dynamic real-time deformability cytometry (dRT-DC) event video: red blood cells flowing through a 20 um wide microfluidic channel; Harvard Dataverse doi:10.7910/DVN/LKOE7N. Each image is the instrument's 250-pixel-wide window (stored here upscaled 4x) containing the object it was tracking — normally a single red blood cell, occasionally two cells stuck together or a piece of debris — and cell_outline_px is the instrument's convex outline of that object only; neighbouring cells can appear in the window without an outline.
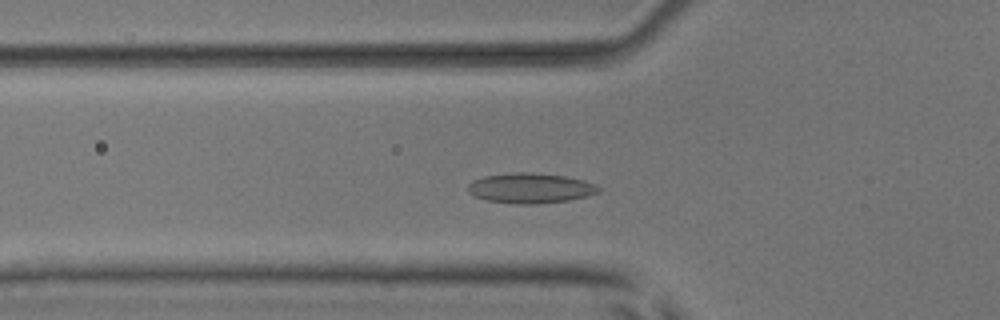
{"species": "common noctule bat (a hibernating species)", "species_latin": "Nyctalus noctula", "temperature_condition": "room temperature", "stored_images_in_passage": 47, "camera_frame_rate_fps": 3000, "um_per_image_px": 0.085, "animal": {"sex": "male", "body_mass_g": 17.9, "forearm_length_mm": 54.2}, "frame": {"image": 1, "passage_image": 13, "time_ms": 4.0, "image_size_px": [1000, 320], "cell_outline_px": [[600, 192], [568, 200], [536, 204], [516, 204], [488, 200], [476, 196], [468, 192], [468, 184], [472, 180], [484, 176], [516, 172], [532, 172], [564, 176], [584, 180], [596, 184], [600, 188]], "centroid_in_image_um": [45.08, 15.98], "position_along_channel_um": 80.7, "area_um2": 22.83}}
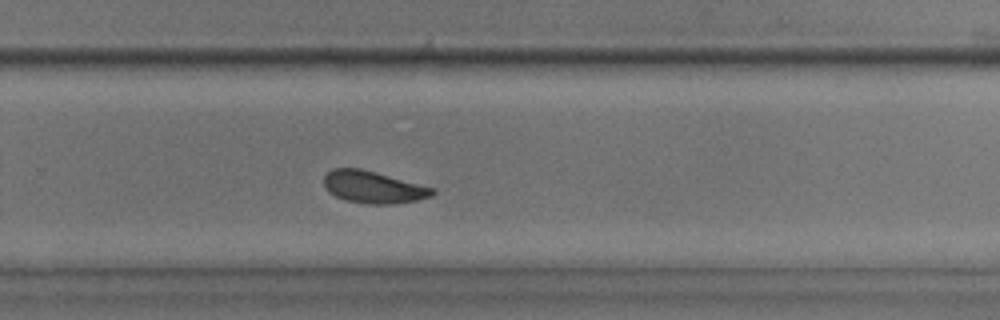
{"frame": {"image": 2, "passage_image": 30, "time_ms": 9.667, "image_size_px": [1000, 320], "cell_outline_px": [[436, 192], [432, 196], [416, 200], [392, 204], [368, 204], [344, 200], [328, 192], [324, 184], [324, 176], [332, 168], [360, 168], [436, 188]], "centroid_in_image_um": [31.73, 15.91], "position_along_channel_um": 298.1, "area_um2": 20.35}}
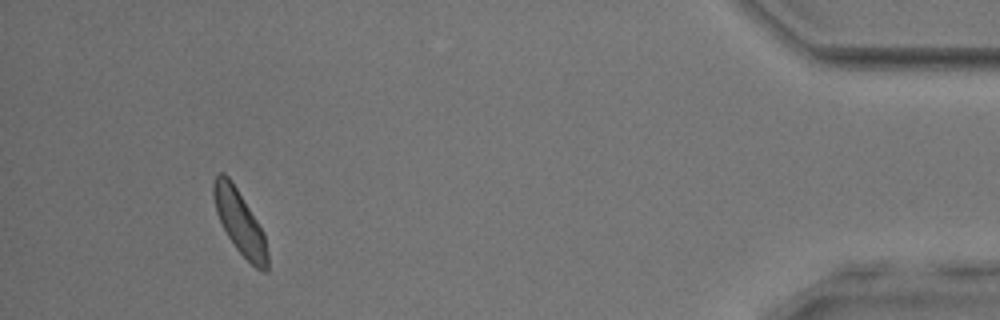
{"frame": {"image": 3, "passage_image": 44, "time_ms": 14.333, "image_size_px": [1000, 320], "cell_outline_px": [[268, 272], [264, 272], [256, 268], [236, 248], [228, 236], [216, 212], [212, 196], [212, 184], [216, 176], [220, 172], [224, 172], [232, 180], [264, 232], [268, 252]], "centroid_in_image_um": [20.38, 18.87], "position_along_channel_um": 414.8, "area_um2": 20.06}, "authors_computed_cell_mechanics": {"area_um2": 20.6346, "velocity_mm_per_s": 3.8421, "shape_relaxation_time_tau1_ms": 3.0761, "shape_relaxation_time_tau2_ms": 2.1606, "deformation_change_tau1": 0.0724, "deformation_change_tau2": 0.0754}}